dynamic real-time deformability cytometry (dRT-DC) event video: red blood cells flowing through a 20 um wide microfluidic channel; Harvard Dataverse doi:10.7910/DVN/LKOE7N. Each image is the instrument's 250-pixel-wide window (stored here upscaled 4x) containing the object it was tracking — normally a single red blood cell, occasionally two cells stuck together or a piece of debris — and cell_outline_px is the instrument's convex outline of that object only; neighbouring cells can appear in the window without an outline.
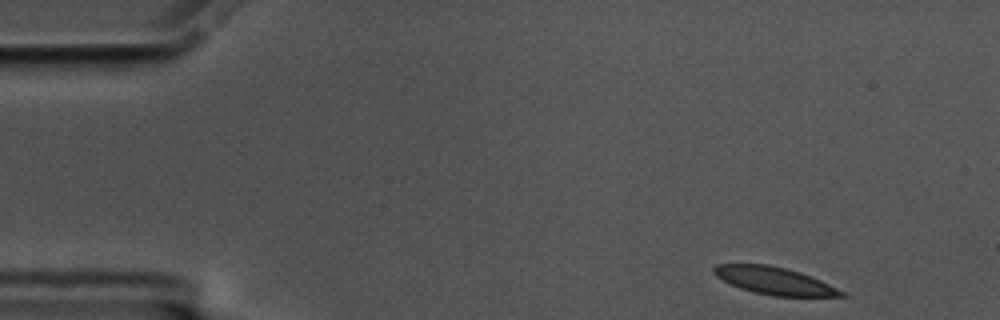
{"species": "common noctule bat (a hibernating species)", "species_latin": "Nyctalus noctula", "temperature_condition": "cold", "stored_images_in_passage": 53, "camera_frame_rate_fps": 3000, "um_per_image_px": 0.085, "animal": {"sex": "male", "body_mass_g": 17.5, "forearm_length_mm": 52.3}, "frame": {"image": 1, "passage_image": 1, "time_ms": 0.0, "image_size_px": [1000, 320], "cell_outline_px": [[848, 296], [772, 296], [740, 288], [716, 276], [712, 272], [712, 268], [716, 264], [768, 264], [788, 268], [812, 276], [844, 292]], "centroid_in_image_um": [65.81, 23.85], "position_along_channel_um": 19.2, "area_um2": 20.23}}
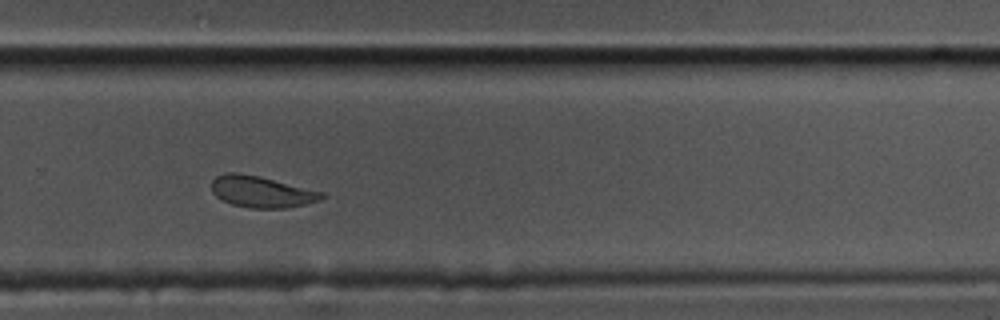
{"frame": {"image": 2, "passage_image": 34, "time_ms": 11.0, "image_size_px": [1000, 320], "cell_outline_px": [[328, 196], [320, 200], [308, 204], [284, 208], [248, 208], [232, 204], [216, 196], [212, 192], [212, 180], [216, 176], [224, 172], [240, 172], [260, 176], [324, 192]], "centroid_in_image_um": [22.25, 16.29], "position_along_channel_um": 307.5, "area_um2": 20.4}}
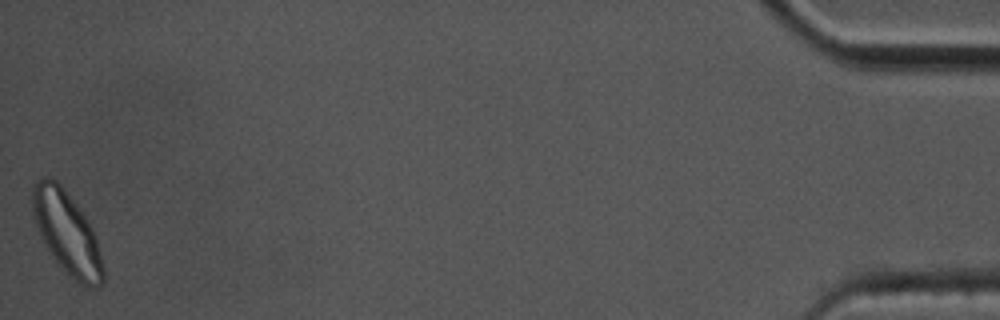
{"frame": {"image": 3, "passage_image": 53, "time_ms": 17.333, "image_size_px": [1000, 320], "cell_outline_px": [[104, 280], [100, 284], [92, 288], [88, 288], [80, 284], [56, 260], [48, 248], [36, 224], [32, 212], [32, 184], [40, 176], [44, 176], [56, 180], [64, 188], [88, 220], [96, 236], [104, 268]], "centroid_in_image_um": [5.7, 19.73], "position_along_channel_um": 429.5, "area_um2": 33.47}, "authors_computed_cell_mechanics": {"area_um2": 21.675, "velocity_mm_per_s": 3.4453, "shape_relaxation_time_tau1_ms": 5.3773, "shape_relaxation_time_tau2_ms": 2.7697, "deformation_change_tau1": 0.119, "deformation_change_tau2": 0.0685}}